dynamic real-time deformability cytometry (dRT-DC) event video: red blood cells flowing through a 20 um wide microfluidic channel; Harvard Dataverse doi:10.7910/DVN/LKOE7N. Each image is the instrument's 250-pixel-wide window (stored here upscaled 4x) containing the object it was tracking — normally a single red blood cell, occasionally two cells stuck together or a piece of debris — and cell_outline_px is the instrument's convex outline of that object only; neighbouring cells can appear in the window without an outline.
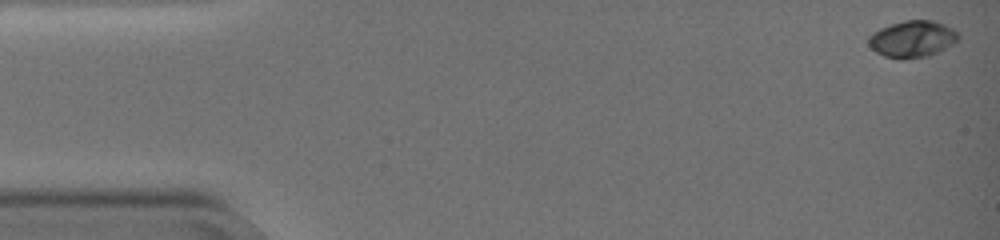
{"species": "common noctule bat (a hibernating species)", "species_latin": "Nyctalus noctula", "temperature_condition": "warm", "stored_images_in_passage": 6, "camera_frame_rate_fps": 3000, "um_per_image_px": 0.085, "animal": {"sex": "female", "body_mass_g": 19.0, "forearm_length_mm": 51.5}, "frame": {"image": 1, "passage_image": 1, "time_ms": 0.0, "image_size_px": [1000, 240], "cell_outline_px": [[960, 36], [952, 44], [928, 56], [900, 60], [884, 56], [876, 52], [868, 44], [868, 36], [872, 32], [880, 28], [904, 20], [932, 20], [944, 24], [952, 28]], "centroid_in_image_um": [77.51, 3.32], "position_along_channel_um": 7.5, "area_um2": 19.13}}
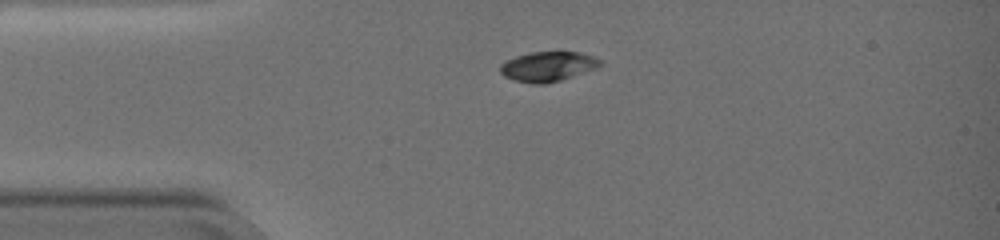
{"frame": {"image": 2, "passage_image": 5, "time_ms": 1.333, "image_size_px": [1000, 240], "cell_outline_px": [[600, 64], [596, 68], [560, 80], [544, 84], [532, 84], [512, 80], [504, 76], [500, 72], [500, 64], [516, 56], [532, 52], [580, 52], [596, 56], [600, 60]], "centroid_in_image_um": [46.55, 5.65], "position_along_channel_um": 38.5, "area_um2": 17.28}}